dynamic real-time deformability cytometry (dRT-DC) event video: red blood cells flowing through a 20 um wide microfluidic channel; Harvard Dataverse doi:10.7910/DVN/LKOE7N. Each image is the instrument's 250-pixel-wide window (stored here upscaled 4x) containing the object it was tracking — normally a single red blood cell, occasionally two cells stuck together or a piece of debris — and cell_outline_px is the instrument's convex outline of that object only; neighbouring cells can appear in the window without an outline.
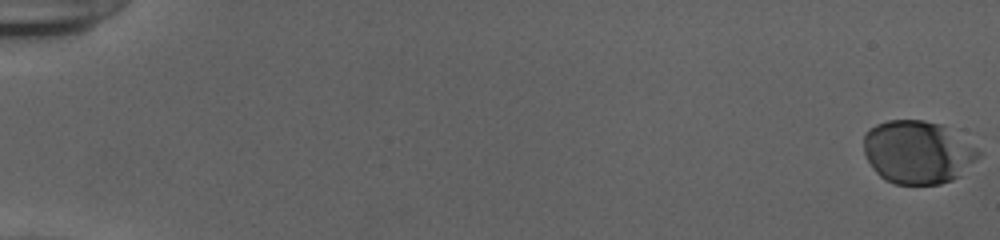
{"species": "human", "species_latin": "Homo sapiens", "temperature_condition": "cold", "stored_images_in_passage": 55, "camera_frame_rate_fps": 3000, "um_per_image_px": 0.085, "donor": {"sex": "female"}, "frame": {"image": 1, "passage_image": 1, "time_ms": 0.0, "image_size_px": [1000, 240], "cell_outline_px": [[980, 152], [960, 176], [952, 180], [940, 184], [896, 184], [884, 180], [872, 168], [864, 152], [864, 132], [868, 128], [876, 124], [888, 120], [924, 120], [944, 124], [976, 148]], "centroid_in_image_um": [77.95, 12.92], "position_along_channel_um": 7.0, "area_um2": 42.14}}
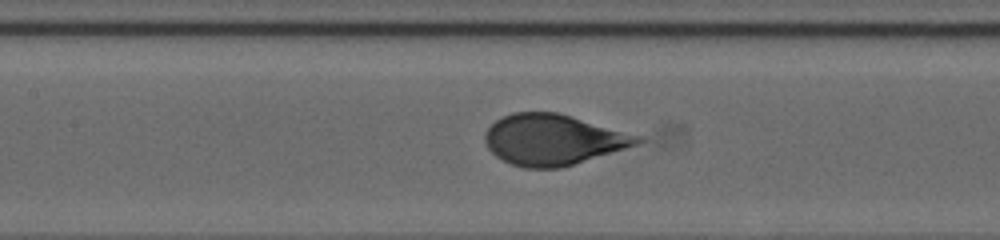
{"frame": {"image": 2, "passage_image": 28, "time_ms": 9.0, "image_size_px": [1000, 240], "cell_outline_px": [[648, 140], [624, 148], [560, 168], [524, 168], [512, 164], [496, 156], [488, 148], [484, 140], [484, 132], [496, 120], [512, 112], [556, 112], [644, 136]], "centroid_in_image_um": [47.01, 11.86], "position_along_channel_um": 160.4, "area_um2": 44.8}}
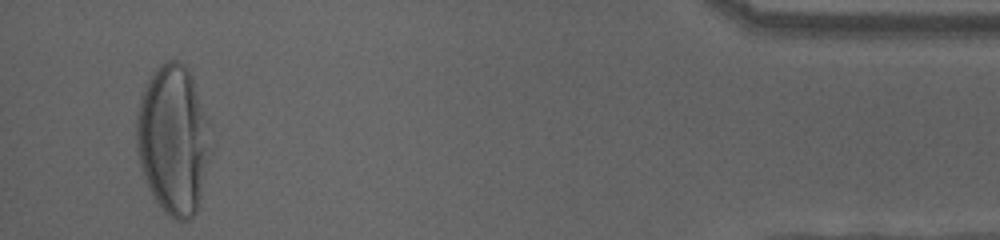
{"frame": {"image": 3, "passage_image": 53, "time_ms": 17.333, "image_size_px": [1000, 240], "cell_outline_px": [[208, 124], [200, 204], [196, 212], [188, 220], [176, 220], [168, 216], [164, 212], [152, 196], [148, 188], [140, 164], [136, 148], [136, 116], [140, 96], [148, 80], [156, 68], [160, 64], [168, 60], [176, 60], [184, 64], [188, 68], [192, 76], [208, 120]], "centroid_in_image_um": [14.66, 11.85], "position_along_channel_um": 420.5, "area_um2": 63.46}, "authors_computed_cell_mechanics": {"area_um2": 44.795, "velocity_mm_per_s": 3.8697, "shape_relaxation_time_tau1_ms": 4.69, "shape_relaxation_time_tau2_ms": null, "deformation_change_tau1": 0.2114, "deformation_change_tau2": null}}